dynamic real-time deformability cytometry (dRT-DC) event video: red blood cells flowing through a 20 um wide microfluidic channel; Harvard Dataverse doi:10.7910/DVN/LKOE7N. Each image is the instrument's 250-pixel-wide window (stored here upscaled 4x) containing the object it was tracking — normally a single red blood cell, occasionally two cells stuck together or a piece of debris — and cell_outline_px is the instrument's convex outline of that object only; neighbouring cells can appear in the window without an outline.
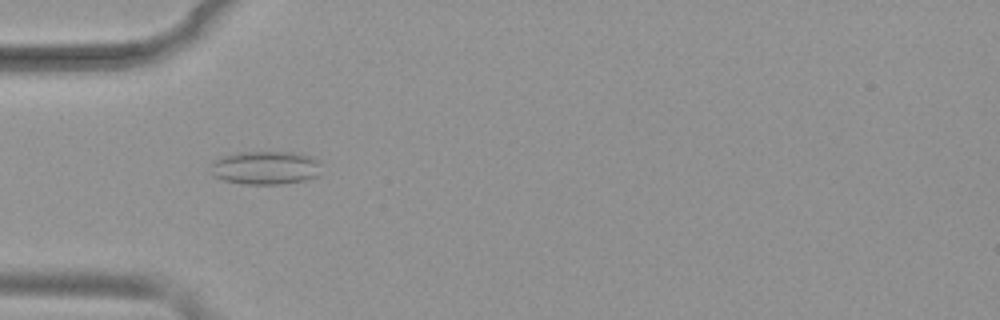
{"species": "common noctule bat (a hibernating species)", "species_latin": "Nyctalus noctula", "temperature_condition": "warm", "stored_images_in_passage": 51, "camera_frame_rate_fps": 3000, "um_per_image_px": 0.085, "animal": {"sex": "female", "body_mass_g": 19.9}, "frame": {"image": 1, "passage_image": 16, "time_ms": 5.0, "image_size_px": [1000, 320], "cell_outline_px": [[320, 176], [304, 180], [280, 184], [240, 184], [224, 180], [212, 176], [212, 160], [236, 152], [292, 152], [312, 156], [320, 160]], "centroid_in_image_um": [22.59, 14.26], "position_along_channel_um": 62.4, "area_um2": 21.85}}
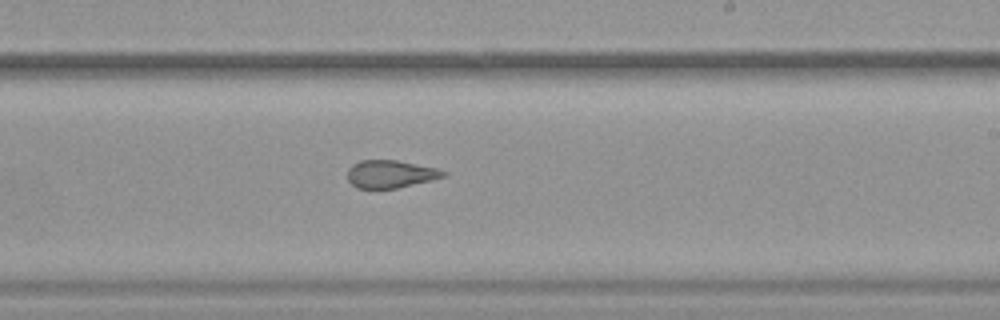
{"frame": {"image": 2, "passage_image": 31, "time_ms": 10.0, "image_size_px": [1000, 320], "cell_outline_px": [[448, 176], [432, 180], [396, 188], [356, 188], [348, 180], [348, 168], [352, 164], [360, 160], [396, 160], [436, 168], [448, 172]], "centroid_in_image_um": [33.2, 14.79], "position_along_channel_um": 255.8, "area_um2": 15.49}}
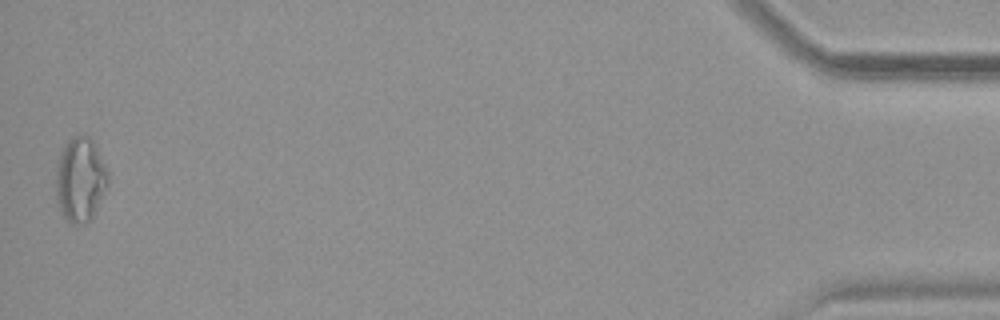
{"frame": {"image": 3, "passage_image": 51, "time_ms": 16.667, "image_size_px": [1000, 320], "cell_outline_px": [[108, 184], [92, 216], [88, 220], [72, 224], [60, 212], [56, 200], [56, 164], [60, 152], [64, 144], [72, 136], [88, 136], [92, 140], [108, 172]], "centroid_in_image_um": [6.78, 15.23], "position_along_channel_um": 428.4, "area_um2": 25.26}, "authors_computed_cell_mechanics": {"area_um2": 19.7098, "velocity_mm_per_s": 3.9121, "shape_relaxation_time_tau1_ms": null, "shape_relaxation_time_tau2_ms": 1.2739, "deformation_change_tau1": null, "deformation_change_tau2": 0.1041}}